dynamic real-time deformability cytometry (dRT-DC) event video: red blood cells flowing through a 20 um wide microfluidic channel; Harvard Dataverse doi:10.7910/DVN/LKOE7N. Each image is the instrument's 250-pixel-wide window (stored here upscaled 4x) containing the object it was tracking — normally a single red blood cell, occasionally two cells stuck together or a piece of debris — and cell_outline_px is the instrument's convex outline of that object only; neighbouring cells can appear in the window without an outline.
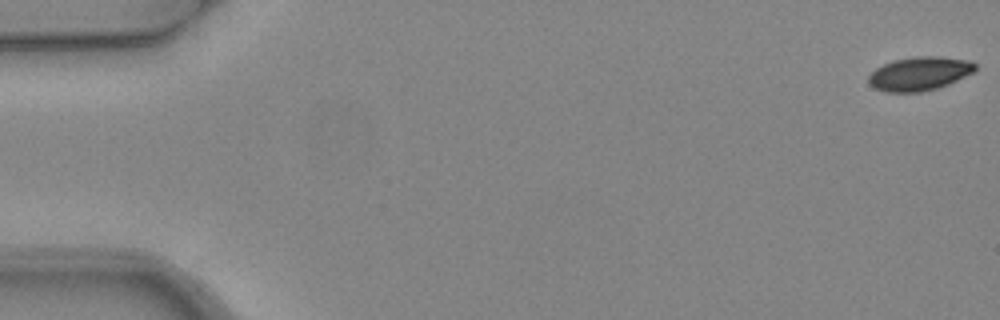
{"species": "common noctule bat (a hibernating species)", "species_latin": "Nyctalus noctula", "temperature_condition": "warm", "stored_images_in_passage": 6, "camera_frame_rate_fps": 3000, "um_per_image_px": 0.085, "animal": {"sex": "female", "body_mass_g": 24.6, "forearm_length_mm": 56.2}, "frame": {"image": 1, "passage_image": 1, "time_ms": 0.0, "image_size_px": [1000, 320], "cell_outline_px": [[976, 72], [948, 84], [936, 88], [920, 92], [884, 92], [868, 84], [868, 76], [876, 68], [884, 64], [896, 60], [916, 56], [940, 56], [972, 60], [976, 64]], "centroid_in_image_um": [78.2, 6.25], "position_along_channel_um": 6.8, "area_um2": 21.1}}
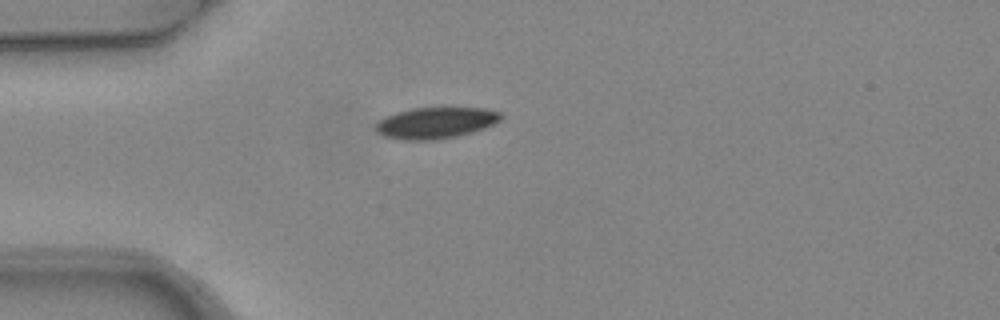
{"frame": {"image": 2, "passage_image": 4, "time_ms": 1.0, "image_size_px": [1000, 320], "cell_outline_px": [[504, 116], [500, 120], [484, 128], [472, 132], [456, 136], [436, 140], [404, 140], [384, 136], [376, 132], [376, 124], [380, 120], [396, 112], [412, 108], [484, 108], [500, 112]], "centroid_in_image_um": [37.04, 10.44], "position_along_channel_um": 48.0, "area_um2": 22.66}}